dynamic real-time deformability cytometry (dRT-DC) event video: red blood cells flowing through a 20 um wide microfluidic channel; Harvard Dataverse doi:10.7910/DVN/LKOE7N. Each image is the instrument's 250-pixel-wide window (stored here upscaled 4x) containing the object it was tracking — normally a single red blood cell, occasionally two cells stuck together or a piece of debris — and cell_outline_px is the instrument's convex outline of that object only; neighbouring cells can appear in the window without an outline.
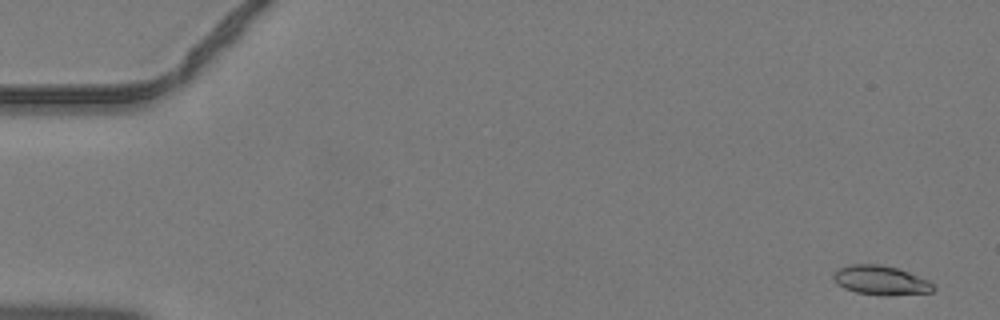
{"species": "common noctule bat (a hibernating species)", "species_latin": "Nyctalus noctula", "temperature_condition": "warm", "stored_images_in_passage": 10, "camera_frame_rate_fps": 3000, "um_per_image_px": 0.085, "animal": {"sex": "male", "body_mass_g": 19.2, "forearm_length_mm": 51.8}, "frame": {"image": 1, "passage_image": 1, "time_ms": 0.0, "image_size_px": [1000, 320], "cell_outline_px": [[936, 288], [932, 292], [884, 296], [856, 292], [844, 288], [836, 284], [832, 276], [836, 268], [848, 264], [880, 264], [896, 268], [908, 272], [928, 280]], "centroid_in_image_um": [74.82, 23.82], "position_along_channel_um": 10.2, "area_um2": 17.17}}